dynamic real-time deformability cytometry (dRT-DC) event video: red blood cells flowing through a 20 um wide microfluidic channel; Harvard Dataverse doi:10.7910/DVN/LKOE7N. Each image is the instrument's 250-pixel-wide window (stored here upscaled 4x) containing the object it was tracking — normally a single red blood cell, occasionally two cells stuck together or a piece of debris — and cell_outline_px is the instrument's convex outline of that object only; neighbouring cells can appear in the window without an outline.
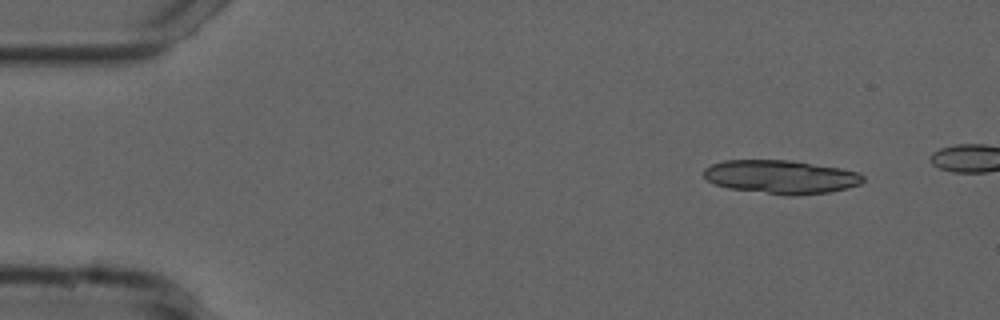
{"species": "common noctule bat (a hibernating species)", "species_latin": "Nyctalus noctula", "temperature_condition": "cold", "stored_images_in_passage": 44, "segment_of_instrument_passage": [1, 2], "camera_frame_rate_fps": 3000, "um_per_image_px": 0.085, "animal": {"sex": "male", "forearm_length_mm": 52.5}, "frame": {"image": 1, "passage_image": 1, "time_ms": 0.0, "image_size_px": [1000, 320], "cell_outline_px": [[864, 180], [860, 184], [848, 188], [828, 192], [796, 196], [784, 196], [728, 188], [716, 184], [708, 180], [704, 176], [704, 168], [712, 164], [724, 160], [792, 160], [840, 168], [860, 172], [864, 176]], "centroid_in_image_um": [66.4, 15.04], "position_along_channel_um": 18.6, "area_um2": 31.44}}